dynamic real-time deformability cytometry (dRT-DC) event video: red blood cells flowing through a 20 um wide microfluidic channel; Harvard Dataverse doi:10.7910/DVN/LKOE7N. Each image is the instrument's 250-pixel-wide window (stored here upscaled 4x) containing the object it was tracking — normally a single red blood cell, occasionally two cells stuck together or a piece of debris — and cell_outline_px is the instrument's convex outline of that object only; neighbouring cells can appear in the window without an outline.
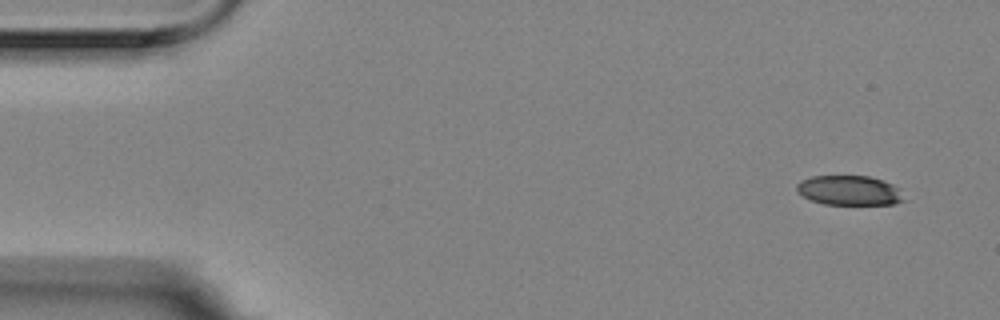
{"species": "Egyptian fruit bat (a non-hibernating species)", "species_latin": "Rousettus aegyptiacus", "temperature_condition": "room temperature", "stored_images_in_passage": 4, "camera_frame_rate_fps": 3000, "um_per_image_px": 0.085, "animal": {"sex": "female"}, "frame": {"image": 1, "passage_image": 1, "time_ms": 0.0, "image_size_px": [1000, 320], "cell_outline_px": [[908, 200], [896, 204], [824, 204], [812, 200], [804, 196], [796, 188], [796, 184], [800, 180], [812, 176], [868, 176], [884, 180], [900, 188]], "centroid_in_image_um": [72.27, 16.18], "position_along_channel_um": 12.7, "area_um2": 18.73}}